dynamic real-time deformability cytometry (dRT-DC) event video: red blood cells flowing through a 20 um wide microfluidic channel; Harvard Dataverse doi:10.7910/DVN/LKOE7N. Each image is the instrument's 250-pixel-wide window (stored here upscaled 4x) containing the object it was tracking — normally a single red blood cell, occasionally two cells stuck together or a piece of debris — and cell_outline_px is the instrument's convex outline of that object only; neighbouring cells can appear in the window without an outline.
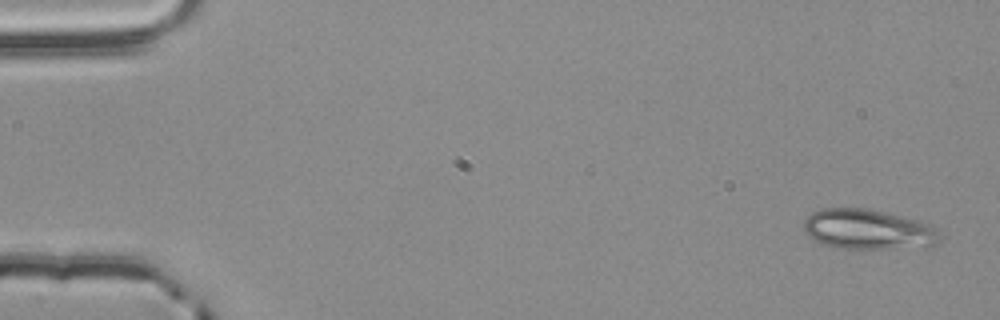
{"species": "common noctule bat (a hibernating species)", "species_latin": "Nyctalus noctula", "temperature_condition": "room temperature", "stored_images_in_passage": 54, "camera_frame_rate_fps": 3000, "um_per_image_px": 0.085, "animal": {"sex": "male", "body_mass_g": 20.4}, "frame": {"image": 1, "passage_image": 1, "time_ms": 0.0, "image_size_px": [1000, 320], "cell_outline_px": [[940, 240], [936, 244], [884, 248], [840, 248], [824, 244], [812, 240], [804, 232], [804, 216], [820, 208], [868, 208], [920, 220], [928, 224], [940, 236]], "centroid_in_image_um": [73.67, 19.47], "position_along_channel_um": 11.3, "area_um2": 31.5}}
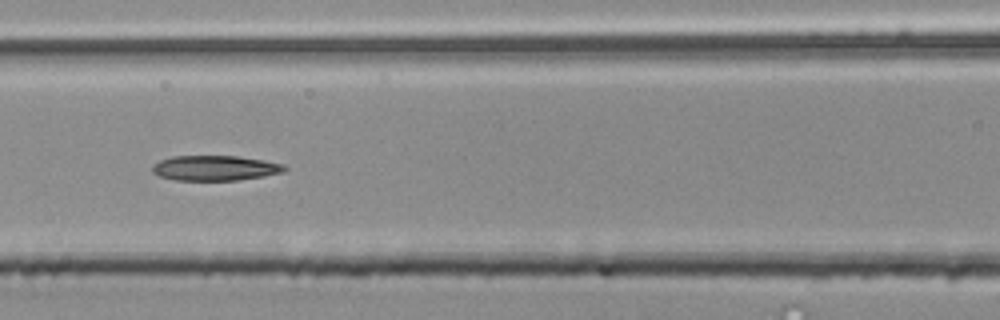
{"frame": {"image": 2, "passage_image": 23, "time_ms": 7.333, "image_size_px": [1000, 320], "cell_outline_px": [[288, 168], [284, 172], [264, 176], [236, 180], [176, 180], [160, 176], [152, 172], [152, 164], [160, 160], [172, 156], [240, 156], [264, 160], [284, 164]], "centroid_in_image_um": [18.29, 14.27], "position_along_channel_um": 148.3, "area_um2": 19.42}}
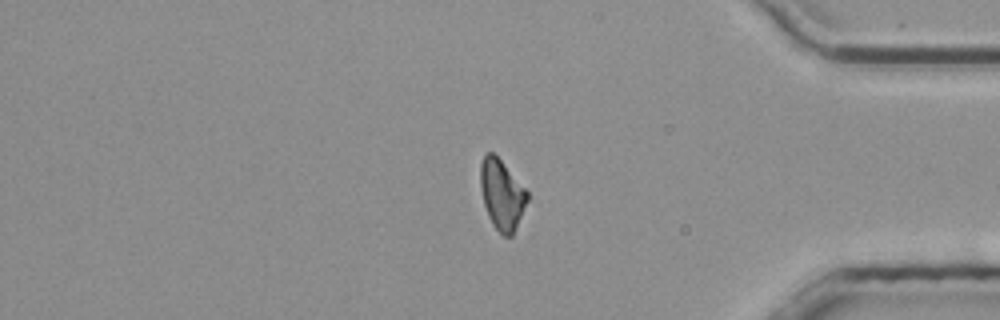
{"frame": {"image": 3, "passage_image": 44, "time_ms": 14.333, "image_size_px": [1000, 320], "cell_outline_px": [[528, 200], [512, 236], [504, 236], [492, 224], [488, 216], [484, 204], [480, 188], [480, 164], [484, 156], [488, 152], [492, 152], [500, 160], [528, 192]], "centroid_in_image_um": [42.64, 16.55], "position_along_channel_um": 392.6, "area_um2": 18.79}, "authors_computed_cell_mechanics": {"area_um2": 19.6809, "velocity_mm_per_s": 3.8619, "shape_relaxation_time_tau1_ms": null, "shape_relaxation_time_tau2_ms": 9.1758, "deformation_change_tau1": null, "deformation_change_tau2": 0.1869}}